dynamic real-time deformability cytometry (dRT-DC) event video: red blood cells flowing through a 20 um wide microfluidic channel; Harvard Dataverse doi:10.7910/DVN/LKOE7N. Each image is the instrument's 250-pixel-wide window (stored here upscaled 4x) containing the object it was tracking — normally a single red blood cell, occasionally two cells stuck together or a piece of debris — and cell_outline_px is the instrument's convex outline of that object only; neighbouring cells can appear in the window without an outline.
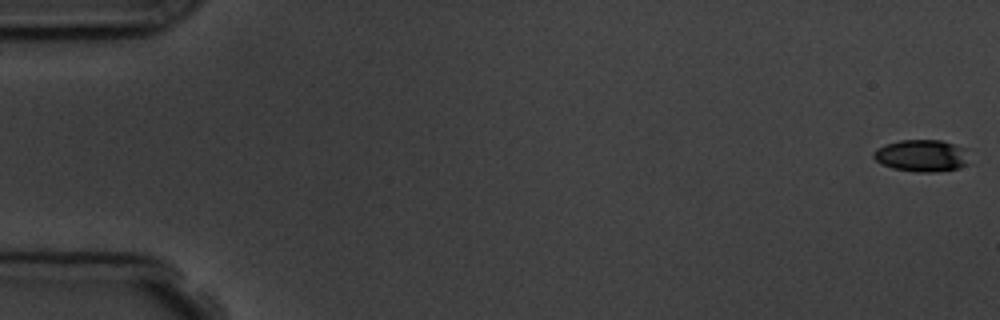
{"species": "common noctule bat (a hibernating species)", "species_latin": "Nyctalus noctula", "temperature_condition": "room temperature", "stored_images_in_passage": 9, "camera_frame_rate_fps": 3000, "um_per_image_px": 0.085, "animal": {"sex": "male", "body_mass_g": 19.5, "forearm_length_mm": 54.6}, "frame": {"image": 1, "passage_image": 1, "time_ms": 0.0, "image_size_px": [1000, 320], "cell_outline_px": [[972, 164], [956, 168], [932, 172], [916, 172], [892, 168], [880, 164], [872, 156], [872, 152], [876, 148], [884, 144], [900, 140], [940, 140], [968, 148]], "centroid_in_image_um": [78.39, 13.23], "position_along_channel_um": 6.6, "area_um2": 18.38}}